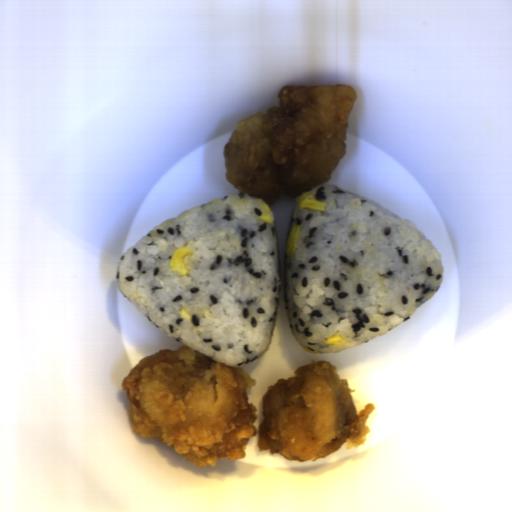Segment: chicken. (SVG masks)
I'll list each match as a JSON object with an SVG mask.
<instances>
[{"label": "chicken", "mask_w": 512, "mask_h": 512, "mask_svg": "<svg viewBox=\"0 0 512 512\" xmlns=\"http://www.w3.org/2000/svg\"><path fill=\"white\" fill-rule=\"evenodd\" d=\"M254 386L240 367L185 345L139 360L121 384L135 434L156 438L201 467L245 457L256 435L258 410L246 391Z\"/></svg>", "instance_id": "chicken-1"}, {"label": "chicken", "mask_w": 512, "mask_h": 512, "mask_svg": "<svg viewBox=\"0 0 512 512\" xmlns=\"http://www.w3.org/2000/svg\"><path fill=\"white\" fill-rule=\"evenodd\" d=\"M279 104L240 120L224 145L225 178L267 204L331 180L346 156L351 85H287Z\"/></svg>", "instance_id": "chicken-2"}, {"label": "chicken", "mask_w": 512, "mask_h": 512, "mask_svg": "<svg viewBox=\"0 0 512 512\" xmlns=\"http://www.w3.org/2000/svg\"><path fill=\"white\" fill-rule=\"evenodd\" d=\"M354 392L350 382L340 378L338 367L327 360L298 367L295 376L279 379L264 394L259 451L315 463L343 445L359 448L371 431L367 420L375 405L365 404L357 412Z\"/></svg>", "instance_id": "chicken-3"}]
</instances>
